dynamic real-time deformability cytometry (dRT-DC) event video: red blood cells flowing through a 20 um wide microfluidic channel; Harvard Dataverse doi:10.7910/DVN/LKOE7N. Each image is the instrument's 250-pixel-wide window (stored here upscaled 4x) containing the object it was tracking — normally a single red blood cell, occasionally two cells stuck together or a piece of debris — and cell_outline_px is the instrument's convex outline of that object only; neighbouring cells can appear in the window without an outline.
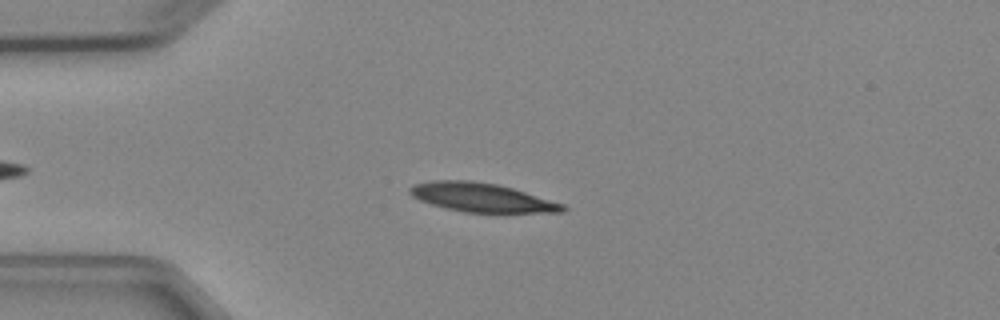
{"species": "Egyptian fruit bat (a non-hibernating species)", "species_latin": "Rousettus aegyptiacus", "temperature_condition": "cold", "stored_images_in_passage": 5, "camera_frame_rate_fps": 3000, "um_per_image_px": 0.085, "animal": {"sex": "female"}, "frame": {"image": 1, "passage_image": 3, "time_ms": 3.0, "image_size_px": [1000, 320], "cell_outline_px": [[568, 208], [564, 212], [504, 216], [464, 212], [444, 208], [420, 200], [412, 196], [408, 192], [408, 188], [416, 184], [432, 180], [472, 180], [496, 184], [512, 188], [564, 204]], "centroid_in_image_um": [41.05, 16.85], "position_along_channel_um": 44.0, "area_um2": 26.99}}
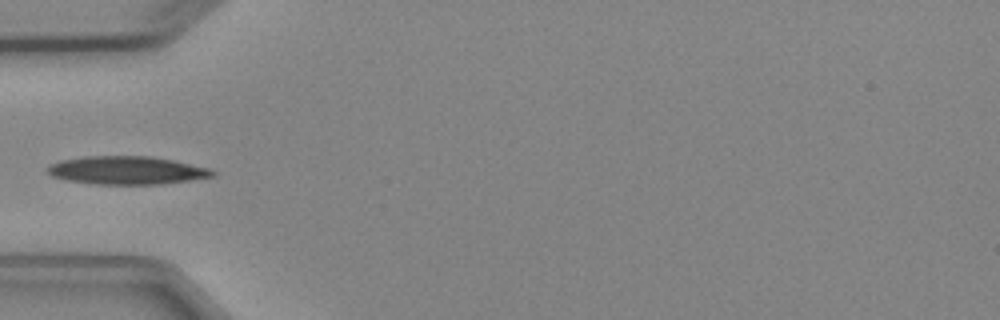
{"frame": {"image": 2, "passage_image": 4, "time_ms": 4.333, "image_size_px": [1000, 320], "cell_outline_px": [[216, 176], [160, 184], [96, 184], [64, 180], [52, 176], [44, 168], [60, 160], [84, 156], [152, 156], [172, 160], [208, 168], [216, 172]], "centroid_in_image_um": [10.73, 14.47], "position_along_channel_um": 74.3, "area_um2": 27.05}}